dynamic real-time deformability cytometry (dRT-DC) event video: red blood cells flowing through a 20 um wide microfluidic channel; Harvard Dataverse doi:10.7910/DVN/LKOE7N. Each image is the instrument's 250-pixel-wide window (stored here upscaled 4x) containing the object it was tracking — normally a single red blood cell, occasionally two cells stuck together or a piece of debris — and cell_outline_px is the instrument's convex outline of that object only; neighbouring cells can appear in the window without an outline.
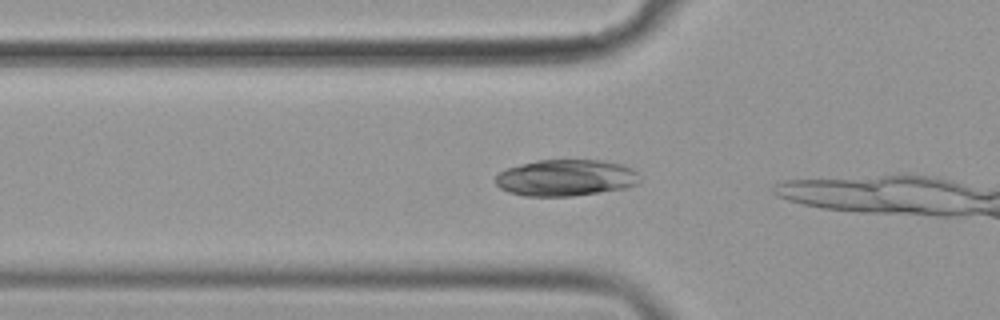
{"species": "common noctule bat (a hibernating species)", "species_latin": "Nyctalus noctula", "temperature_condition": "cold", "stored_images_in_passage": 7, "camera_frame_rate_fps": 3000, "um_per_image_px": 0.085, "animal": {"sex": "female", "body_mass_g": 19.9}, "frame": {"image": 1, "passage_image": 3, "time_ms": 0.667, "image_size_px": [1000, 320], "cell_outline_px": [[640, 180], [636, 184], [624, 188], [600, 192], [572, 196], [524, 196], [508, 192], [500, 188], [496, 184], [496, 176], [500, 172], [508, 168], [536, 160], [600, 160], [624, 164], [632, 168], [636, 172]], "centroid_in_image_um": [48.1, 15.11], "position_along_channel_um": 77.7, "area_um2": 30.63}}
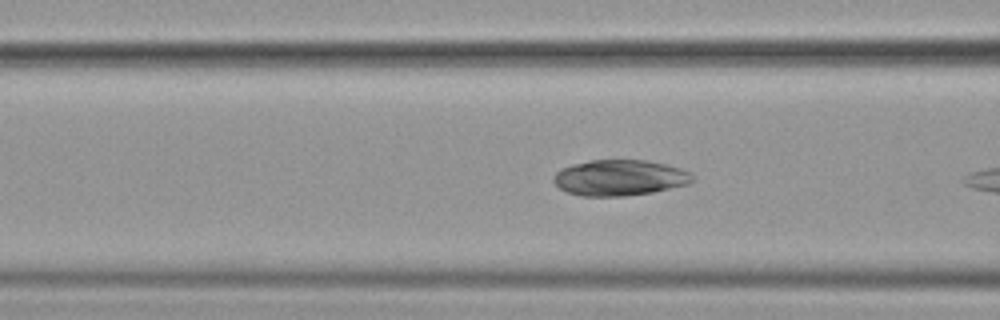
{"frame": {"image": 2, "passage_image": 6, "time_ms": 1.667, "image_size_px": [1000, 320], "cell_outline_px": [[696, 180], [692, 184], [652, 192], [624, 196], [580, 196], [568, 192], [560, 188], [552, 180], [552, 176], [560, 168], [572, 164], [588, 160], [644, 160], [664, 164], [680, 168], [692, 172]], "centroid_in_image_um": [52.7, 15.11], "position_along_channel_um": 113.9, "area_um2": 29.36}}